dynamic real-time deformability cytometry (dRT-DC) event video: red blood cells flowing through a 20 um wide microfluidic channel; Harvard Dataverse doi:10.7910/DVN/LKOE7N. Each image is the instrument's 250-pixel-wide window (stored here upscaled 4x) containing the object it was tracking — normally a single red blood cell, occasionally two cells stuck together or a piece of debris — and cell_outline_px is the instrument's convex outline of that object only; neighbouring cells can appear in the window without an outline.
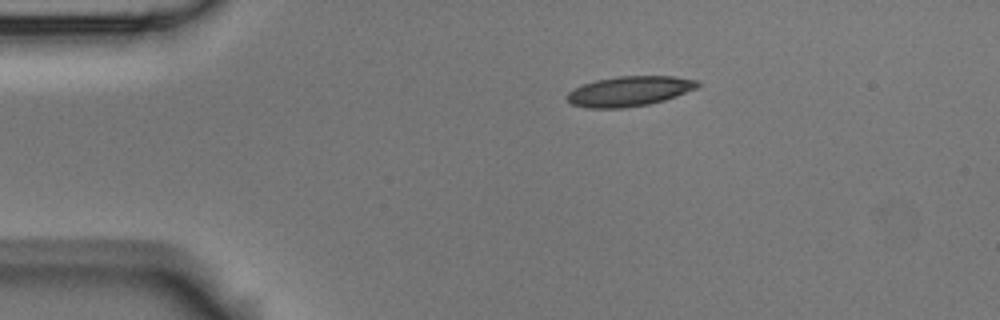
{"species": "Egyptian fruit bat (a non-hibernating species)", "species_latin": "Rousettus aegyptiacus", "temperature_condition": "room temperature", "stored_images_in_passage": 4, "camera_frame_rate_fps": 3000, "um_per_image_px": 0.085, "animal": {"sex": "male"}, "frame": {"image": 1, "passage_image": 1, "time_ms": 0.0, "image_size_px": [1000, 320], "cell_outline_px": [[700, 84], [696, 88], [676, 96], [664, 100], [648, 104], [624, 108], [588, 108], [572, 104], [564, 96], [572, 88], [596, 80], [616, 76], [676, 76], [700, 80]], "centroid_in_image_um": [53.49, 7.74], "position_along_channel_um": 31.5, "area_um2": 22.95}}
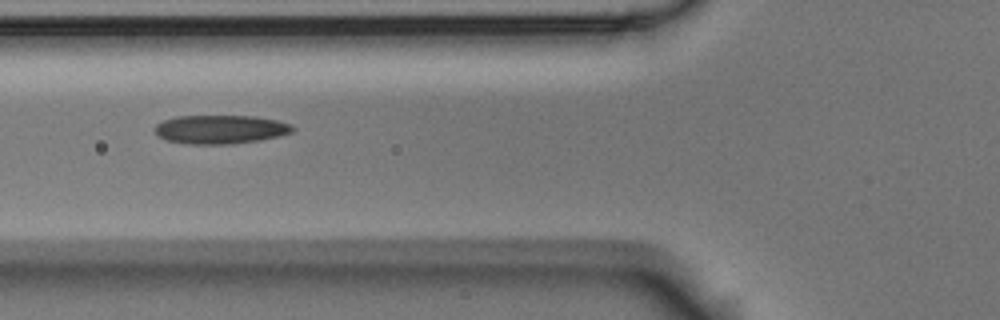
{"frame": {"image": 2, "passage_image": 4, "time_ms": 1.0, "image_size_px": [1000, 320], "cell_outline_px": [[296, 128], [292, 132], [280, 136], [260, 140], [232, 144], [188, 144], [168, 140], [156, 136], [156, 124], [164, 120], [176, 116], [256, 116], [276, 120], [292, 124]], "centroid_in_image_um": [18.77, 11.0], "position_along_channel_um": 107.0, "area_um2": 23.18}}